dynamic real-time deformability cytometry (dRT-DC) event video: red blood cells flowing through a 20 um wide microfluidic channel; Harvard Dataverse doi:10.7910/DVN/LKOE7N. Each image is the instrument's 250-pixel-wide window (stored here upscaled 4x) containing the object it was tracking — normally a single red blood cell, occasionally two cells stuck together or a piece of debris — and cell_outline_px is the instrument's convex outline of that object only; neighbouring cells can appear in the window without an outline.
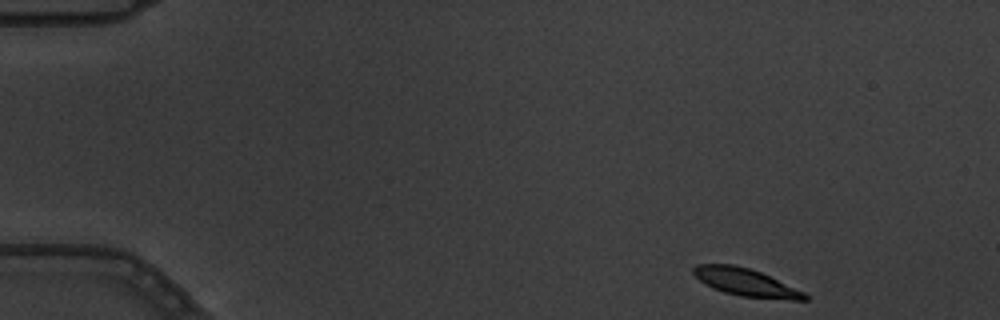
{"species": "common noctule bat (a hibernating species)", "species_latin": "Nyctalus noctula", "temperature_condition": "warm", "stored_images_in_passage": 4, "camera_frame_rate_fps": 3000, "um_per_image_px": 0.085, "animal": {"sex": "male", "body_mass_g": 19.5, "forearm_length_mm": 54.6}, "frame": {"image": 1, "passage_image": 1, "time_ms": 0.0, "image_size_px": [1000, 320], "cell_outline_px": [[808, 300], [792, 300], [740, 296], [724, 292], [712, 288], [700, 280], [692, 272], [692, 268], [696, 264], [732, 264], [748, 268], [760, 272], [804, 292], [808, 296]], "centroid_in_image_um": [63.37, 24.0], "position_along_channel_um": 21.6, "area_um2": 17.69}}